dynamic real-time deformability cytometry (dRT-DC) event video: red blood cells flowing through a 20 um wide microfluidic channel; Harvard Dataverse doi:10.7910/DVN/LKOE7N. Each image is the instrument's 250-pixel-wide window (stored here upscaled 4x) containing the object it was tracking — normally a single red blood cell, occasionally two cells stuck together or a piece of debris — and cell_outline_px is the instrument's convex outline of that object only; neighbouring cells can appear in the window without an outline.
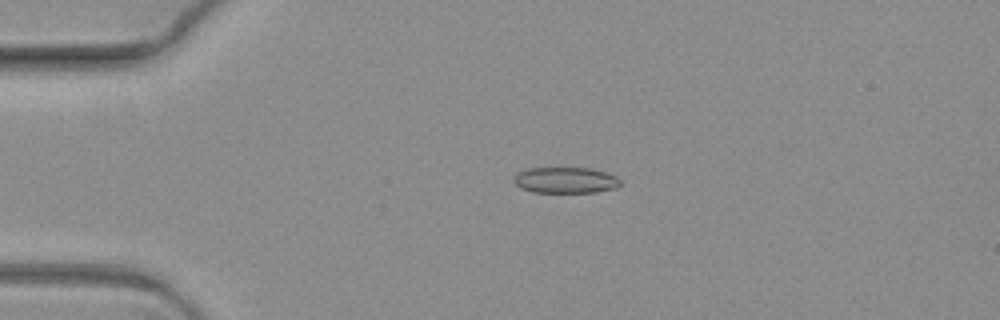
{"species": "common noctule bat (a hibernating species)", "species_latin": "Nyctalus noctula", "temperature_condition": "warm", "stored_images_in_passage": 5, "camera_frame_rate_fps": 3000, "um_per_image_px": 0.085, "animal": {"sex": "female", "body_mass_g": 19.3, "forearm_length_mm": 54.1}, "frame": {"image": 1, "passage_image": 4, "time_ms": 1.0, "image_size_px": [1000, 320], "cell_outline_px": [[620, 184], [616, 188], [596, 192], [532, 192], [520, 188], [512, 180], [516, 172], [528, 168], [592, 168], [616, 176], [620, 180]], "centroid_in_image_um": [48.03, 15.31], "position_along_channel_um": 37.0, "area_um2": 16.24}}